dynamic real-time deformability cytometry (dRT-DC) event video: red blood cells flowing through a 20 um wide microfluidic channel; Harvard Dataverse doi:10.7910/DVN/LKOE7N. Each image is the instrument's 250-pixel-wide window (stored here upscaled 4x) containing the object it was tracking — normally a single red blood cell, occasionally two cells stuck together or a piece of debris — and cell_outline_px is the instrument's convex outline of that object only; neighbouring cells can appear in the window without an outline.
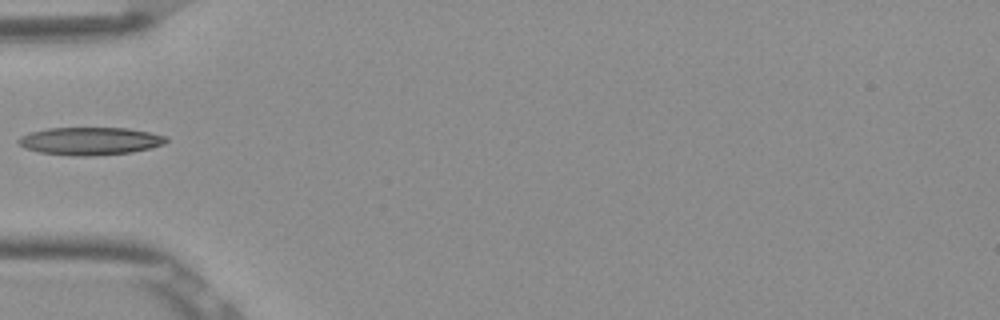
{"species": "Egyptian fruit bat (a non-hibernating species)", "species_latin": "Rousettus aegyptiacus", "temperature_condition": "room temperature", "stored_images_in_passage": 6, "camera_frame_rate_fps": 3000, "um_per_image_px": 0.085, "frame": {"image": 1, "passage_image": 5, "time_ms": 1.333, "image_size_px": [1000, 320], "cell_outline_px": [[168, 140], [164, 144], [152, 148], [132, 152], [92, 156], [76, 156], [40, 152], [24, 148], [16, 140], [20, 136], [32, 132], [48, 128], [128, 128], [168, 136]], "centroid_in_image_um": [7.69, 11.99], "position_along_channel_um": 77.3, "area_um2": 23.93}}
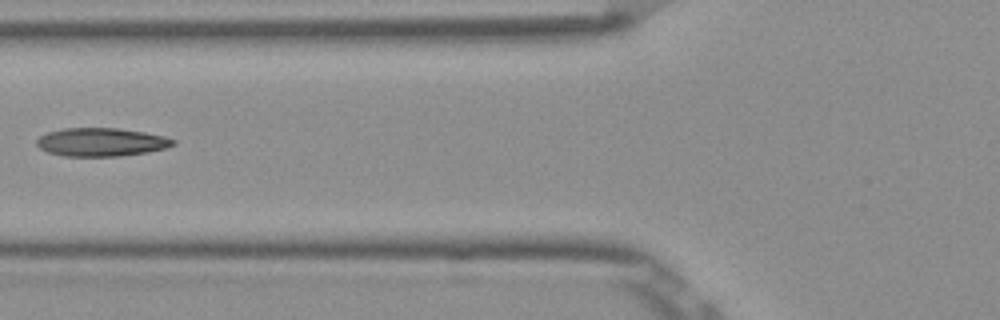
{"frame": {"image": 2, "passage_image": 6, "time_ms": 1.667, "image_size_px": [1000, 320], "cell_outline_px": [[176, 144], [164, 148], [148, 152], [120, 156], [64, 156], [48, 152], [40, 148], [36, 144], [36, 140], [40, 136], [48, 132], [64, 128], [116, 128], [144, 132], [164, 136], [176, 140]], "centroid_in_image_um": [8.6, 12.08], "position_along_channel_um": 117.2, "area_um2": 22.48}}